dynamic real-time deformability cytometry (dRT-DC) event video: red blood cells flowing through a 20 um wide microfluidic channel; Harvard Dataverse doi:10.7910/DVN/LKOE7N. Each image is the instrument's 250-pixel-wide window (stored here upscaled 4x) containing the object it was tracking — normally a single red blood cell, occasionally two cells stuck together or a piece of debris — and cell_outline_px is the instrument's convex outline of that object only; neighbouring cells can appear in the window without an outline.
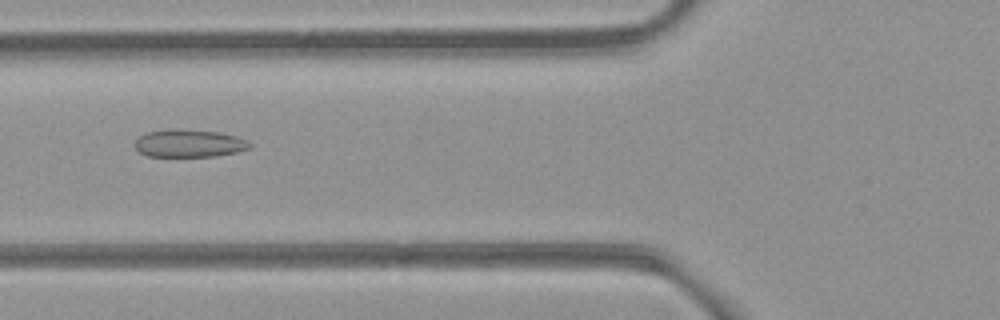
{"species": "common noctule bat (a hibernating species)", "species_latin": "Nyctalus noctula", "temperature_condition": "room temperature", "stored_images_in_passage": 36, "camera_frame_rate_fps": 3000, "um_per_image_px": 0.085, "animal": {"sex": "female", "body_mass_g": 21.9}, "frame": {"image": 1, "passage_image": 7, "time_ms": 2.0, "image_size_px": [1000, 320], "cell_outline_px": [[252, 144], [248, 148], [236, 152], [212, 156], [148, 156], [140, 152], [136, 148], [136, 140], [140, 136], [148, 132], [168, 128], [176, 128], [220, 132], [236, 136], [248, 140]], "centroid_in_image_um": [16.08, 12.16], "position_along_channel_um": 109.7, "area_um2": 18.5}}
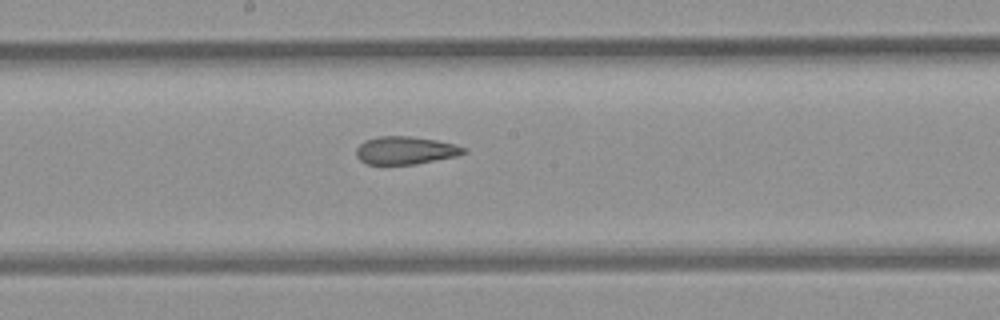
{"frame": {"image": 2, "passage_image": 15, "time_ms": 4.667, "image_size_px": [1000, 320], "cell_outline_px": [[468, 152], [456, 156], [416, 164], [368, 164], [360, 160], [356, 156], [356, 148], [364, 140], [376, 136], [412, 136], [436, 140], [452, 144], [464, 148]], "centroid_in_image_um": [34.42, 12.77], "position_along_channel_um": 213.8, "area_um2": 17.4}}
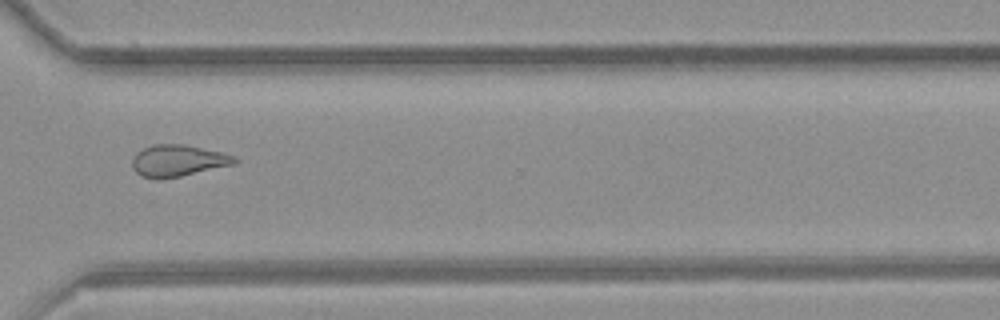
{"frame": {"image": 3, "passage_image": 26, "time_ms": 8.333, "image_size_px": [1000, 320], "cell_outline_px": [[240, 160], [236, 164], [180, 176], [160, 180], [144, 176], [136, 172], [132, 168], [132, 160], [136, 152], [152, 144], [184, 144], [220, 152], [232, 156]], "centroid_in_image_um": [15.11, 13.66], "position_along_channel_um": 355.5, "area_um2": 18.84}, "authors_computed_cell_mechanics": {"area_um2": 18.6116, "velocity_mm_per_s": 3.8715, "shape_relaxation_time_tau1_ms": null, "shape_relaxation_time_tau2_ms": 2.8869, "deformation_change_tau1": null, "deformation_change_tau2": 0.0926}}